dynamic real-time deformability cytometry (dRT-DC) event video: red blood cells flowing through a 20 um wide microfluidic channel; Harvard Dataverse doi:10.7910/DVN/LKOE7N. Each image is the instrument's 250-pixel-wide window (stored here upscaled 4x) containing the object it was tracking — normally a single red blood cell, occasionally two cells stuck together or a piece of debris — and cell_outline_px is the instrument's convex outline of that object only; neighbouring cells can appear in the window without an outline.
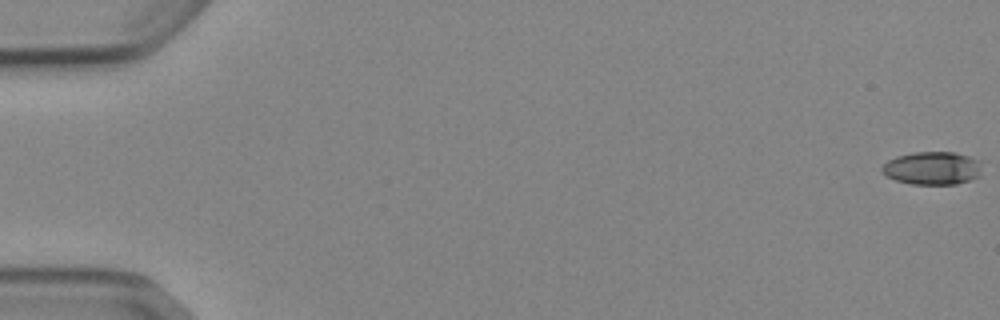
{"species": "Egyptian fruit bat (a non-hibernating species)", "species_latin": "Rousettus aegyptiacus", "temperature_condition": "cold", "stored_images_in_passage": 54, "camera_frame_rate_fps": 3000, "um_per_image_px": 0.085, "animal": {"sex": "female"}, "frame": {"image": 1, "passage_image": 1, "time_ms": 0.0, "image_size_px": [1000, 320], "cell_outline_px": [[980, 176], [956, 184], [912, 184], [896, 180], [884, 176], [880, 172], [880, 168], [888, 160], [896, 156], [912, 152], [956, 152], [980, 160]], "centroid_in_image_um": [79.21, 14.29], "position_along_channel_um": 5.8, "area_um2": 19.42}}
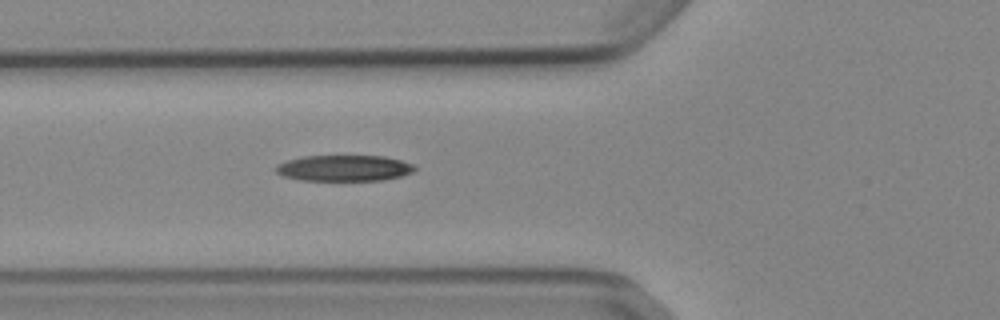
{"frame": {"image": 2, "passage_image": 21, "time_ms": 6.667, "image_size_px": [1000, 320], "cell_outline_px": [[416, 168], [412, 172], [400, 176], [384, 180], [296, 180], [284, 176], [276, 172], [272, 168], [276, 164], [288, 160], [304, 156], [384, 156], [400, 160], [412, 164]], "centroid_in_image_um": [29.19, 14.29], "position_along_channel_um": 96.6, "area_um2": 21.04}}
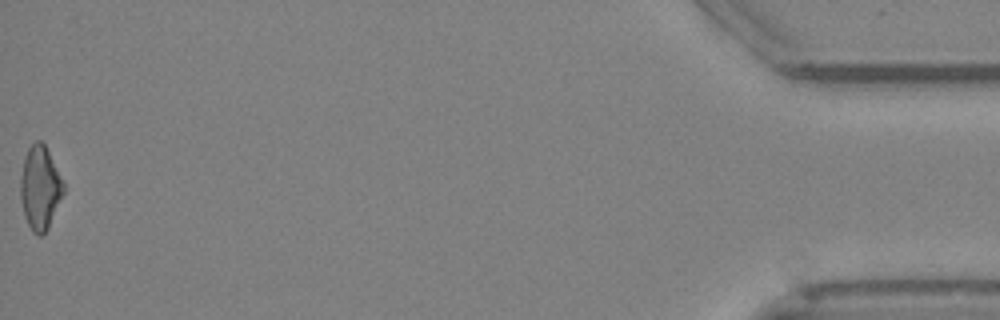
{"frame": {"image": 3, "passage_image": 54, "time_ms": 17.667, "image_size_px": [1000, 320], "cell_outline_px": [[64, 192], [48, 228], [40, 236], [32, 232], [24, 216], [20, 200], [20, 176], [24, 156], [28, 148], [36, 140], [40, 140], [44, 144], [64, 184]], "centroid_in_image_um": [3.37, 15.97], "position_along_channel_um": 431.8, "area_um2": 20.81}, "authors_computed_cell_mechanics": {"area_um2": 21.0392, "velocity_mm_per_s": 3.8981, "shape_relaxation_time_tau1_ms": 4.8, "shape_relaxation_time_tau2_ms": 4.6382, "deformation_change_tau1": 0.1605, "deformation_change_tau2": 0.1401}}